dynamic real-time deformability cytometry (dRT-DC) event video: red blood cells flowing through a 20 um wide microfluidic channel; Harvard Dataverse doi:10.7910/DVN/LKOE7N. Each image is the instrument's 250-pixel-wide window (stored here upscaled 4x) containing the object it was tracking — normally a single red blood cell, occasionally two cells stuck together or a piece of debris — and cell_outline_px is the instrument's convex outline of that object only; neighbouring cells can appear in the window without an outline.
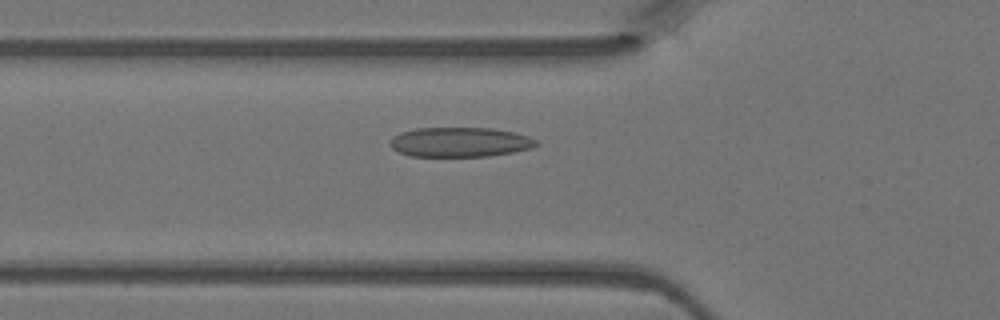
{"species": "Egyptian fruit bat (a non-hibernating species)", "species_latin": "Rousettus aegyptiacus", "temperature_condition": "warm", "stored_images_in_passage": 45, "camera_frame_rate_fps": 3000, "um_per_image_px": 0.085, "animal": {"sex": "female"}, "frame": {"image": 1, "passage_image": 15, "time_ms": 4.667, "image_size_px": [1000, 320], "cell_outline_px": [[540, 144], [532, 148], [512, 152], [488, 156], [408, 156], [392, 148], [388, 144], [392, 136], [400, 132], [416, 128], [492, 128], [516, 132], [528, 136], [536, 140]], "centroid_in_image_um": [39.08, 12.07], "position_along_channel_um": 86.7, "area_um2": 25.43}}
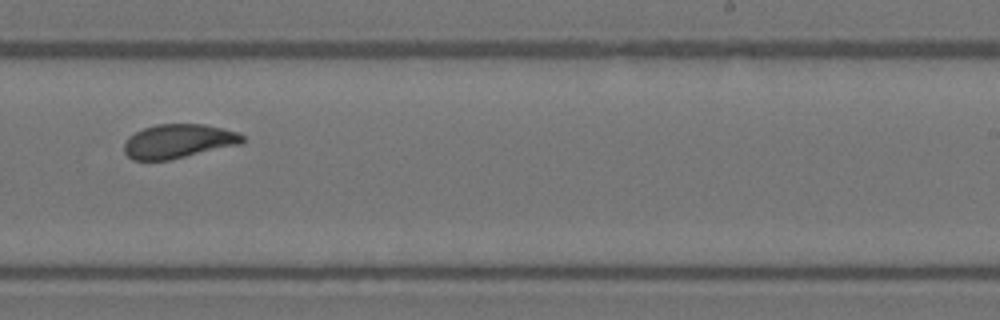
{"frame": {"image": 2, "passage_image": 28, "time_ms": 9.0, "image_size_px": [1000, 320], "cell_outline_px": [[248, 140], [240, 144], [168, 160], [132, 160], [124, 152], [124, 144], [128, 136], [144, 128], [156, 124], [204, 124], [240, 132]], "centroid_in_image_um": [15.18, 11.99], "position_along_channel_um": 273.8, "area_um2": 23.52}}
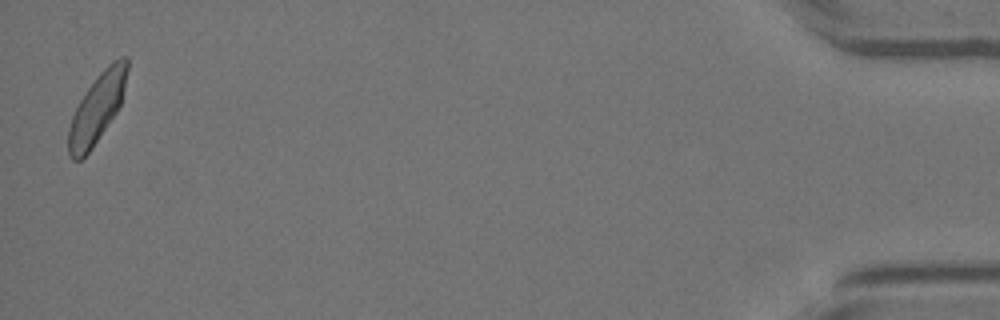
{"frame": {"image": 3, "passage_image": 45, "time_ms": 14.667, "image_size_px": [1000, 320], "cell_outline_px": [[128, 68], [124, 88], [120, 104], [116, 112], [92, 148], [80, 160], [72, 160], [68, 156], [68, 128], [72, 116], [84, 92], [100, 72], [112, 60], [120, 56], [128, 56]], "centroid_in_image_um": [8.24, 9.18], "position_along_channel_um": 427.0, "area_um2": 23.52}}